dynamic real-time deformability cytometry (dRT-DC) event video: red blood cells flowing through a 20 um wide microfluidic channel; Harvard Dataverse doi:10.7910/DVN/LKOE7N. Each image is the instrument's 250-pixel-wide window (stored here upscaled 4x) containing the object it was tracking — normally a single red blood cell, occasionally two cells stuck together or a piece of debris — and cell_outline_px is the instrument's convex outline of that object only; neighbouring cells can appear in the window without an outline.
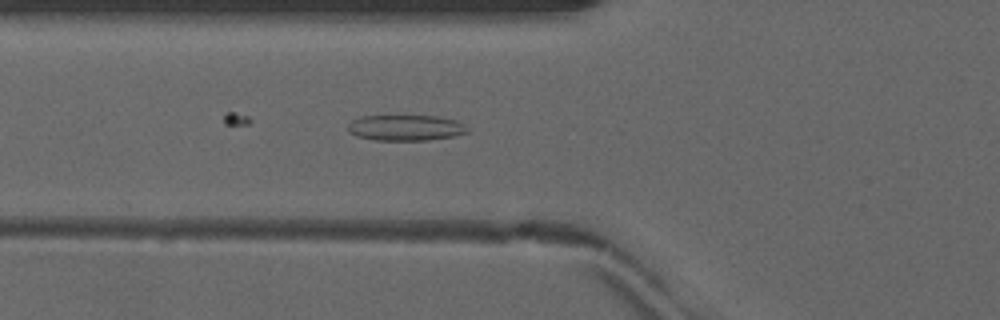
{"species": "common noctule bat (a hibernating species)", "species_latin": "Nyctalus noctula", "temperature_condition": "warm", "stored_images_in_passage": 27, "camera_frame_rate_fps": 3000, "um_per_image_px": 0.085, "animal": {"sex": "male", "forearm_length_mm": 52.5}, "frame": {"image": 1, "passage_image": 3, "time_ms": 0.667, "image_size_px": [1000, 320], "cell_outline_px": [[472, 128], [468, 132], [456, 136], [428, 140], [376, 140], [356, 136], [348, 132], [348, 124], [352, 120], [360, 116], [440, 116], [456, 120]], "centroid_in_image_um": [34.53, 10.86], "position_along_channel_um": 91.3, "area_um2": 18.21}}
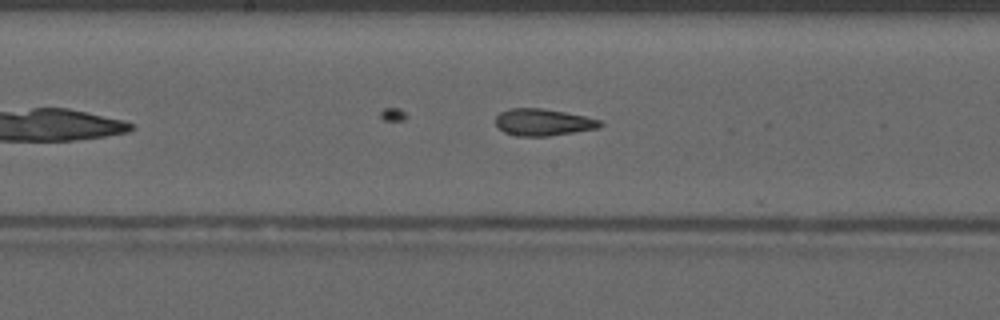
{"frame": {"image": 2, "passage_image": 11, "time_ms": 3.333, "image_size_px": [1000, 320], "cell_outline_px": [[604, 124], [600, 128], [548, 136], [516, 136], [504, 132], [496, 124], [496, 116], [500, 112], [508, 108], [540, 108], [564, 112], [584, 116], [600, 120]], "centroid_in_image_um": [46.16, 10.39], "position_along_channel_um": 202.0, "area_um2": 16.36}}
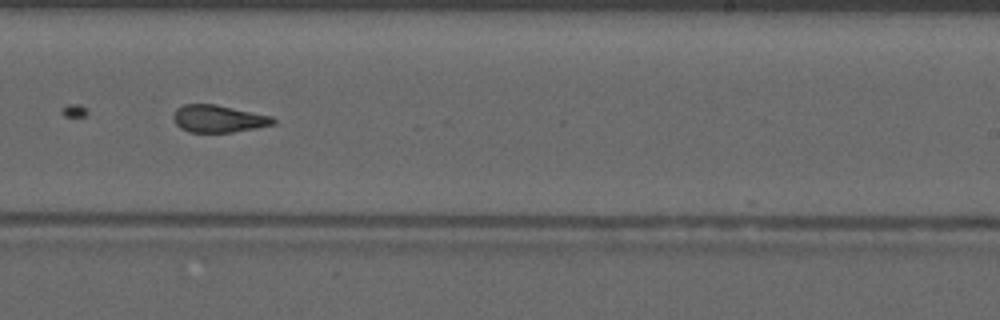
{"frame": {"image": 3, "passage_image": 16, "time_ms": 5.0, "image_size_px": [1000, 320], "cell_outline_px": [[276, 124], [256, 128], [232, 132], [188, 132], [180, 128], [176, 124], [172, 116], [176, 108], [184, 104], [216, 104], [272, 116], [276, 120]], "centroid_in_image_um": [18.56, 10.09], "position_along_channel_um": 270.4, "area_um2": 16.01}}